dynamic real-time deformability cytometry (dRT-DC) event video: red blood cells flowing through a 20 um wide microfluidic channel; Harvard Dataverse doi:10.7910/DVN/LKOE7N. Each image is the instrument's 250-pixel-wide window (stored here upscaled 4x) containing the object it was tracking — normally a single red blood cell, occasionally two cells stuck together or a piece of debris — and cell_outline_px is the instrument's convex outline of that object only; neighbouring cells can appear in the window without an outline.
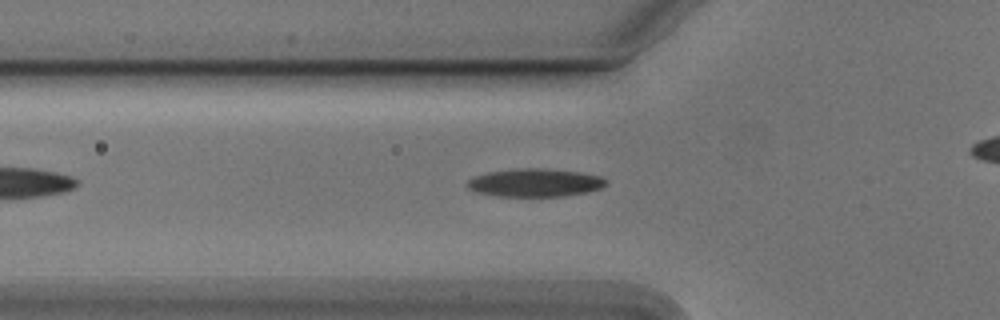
{"species": "Egyptian fruit bat (a non-hibernating species)", "species_latin": "Rousettus aegyptiacus", "temperature_condition": "cold", "stored_images_in_passage": 29, "camera_frame_rate_fps": 3000, "um_per_image_px": 0.085, "animal": {"sex": "male"}, "frame": {"image": 1, "passage_image": 8, "time_ms": 2.333, "image_size_px": [1000, 320], "cell_outline_px": [[608, 180], [600, 188], [588, 192], [564, 196], [496, 196], [476, 192], [468, 188], [464, 184], [468, 180], [476, 176], [488, 172], [516, 168], [540, 168], [580, 172], [600, 176]], "centroid_in_image_um": [45.45, 15.53], "position_along_channel_um": 80.4, "area_um2": 22.72}}
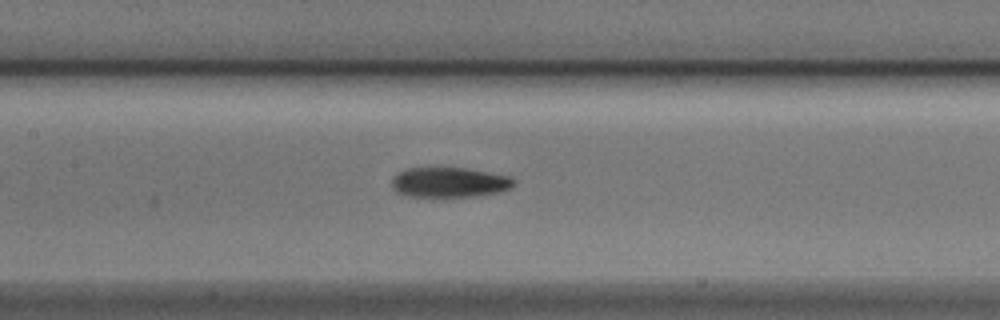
{"frame": {"image": 2, "passage_image": 15, "time_ms": 4.667, "image_size_px": [1000, 320], "cell_outline_px": [[516, 184], [512, 188], [500, 192], [480, 196], [436, 200], [404, 196], [396, 192], [392, 188], [392, 176], [396, 172], [408, 168], [464, 168], [512, 176], [516, 180]], "centroid_in_image_um": [38.18, 15.56], "position_along_channel_um": 169.2, "area_um2": 22.77}}
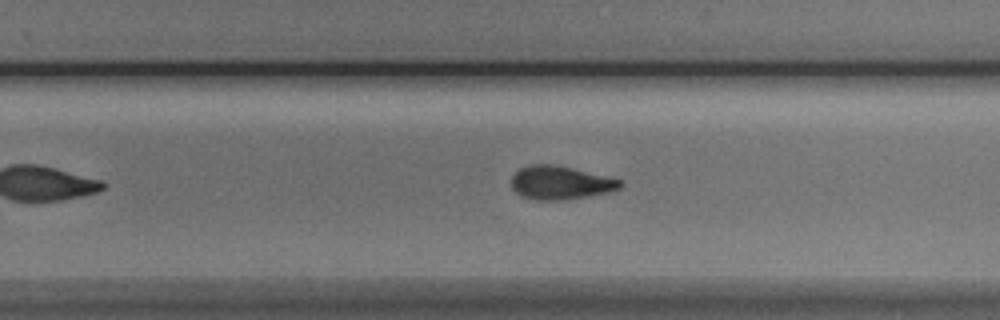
{"frame": {"image": 3, "passage_image": 24, "time_ms": 7.667, "image_size_px": [1000, 320], "cell_outline_px": [[624, 184], [620, 188], [608, 192], [564, 200], [536, 200], [520, 196], [512, 188], [512, 176], [520, 168], [532, 164], [552, 164], [572, 168], [624, 180]], "centroid_in_image_um": [47.64, 15.53], "position_along_channel_um": 282.2, "area_um2": 21.21}}